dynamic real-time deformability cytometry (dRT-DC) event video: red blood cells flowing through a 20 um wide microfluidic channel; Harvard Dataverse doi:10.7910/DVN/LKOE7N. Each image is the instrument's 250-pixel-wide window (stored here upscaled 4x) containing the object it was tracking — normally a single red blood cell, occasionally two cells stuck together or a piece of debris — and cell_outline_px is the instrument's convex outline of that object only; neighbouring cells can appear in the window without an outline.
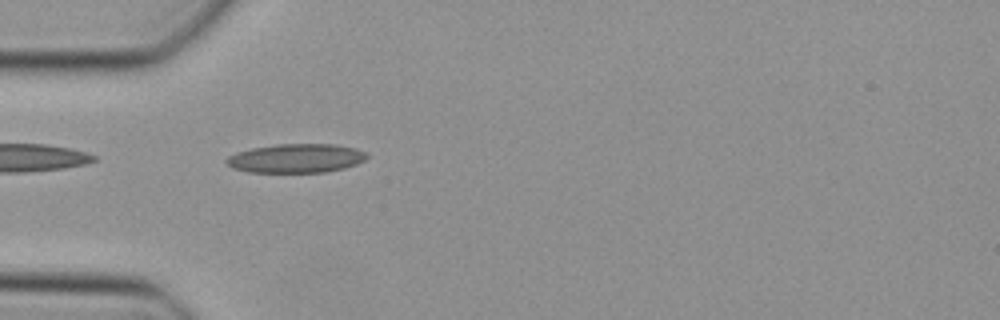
{"species": "Egyptian fruit bat (a non-hibernating species)", "species_latin": "Rousettus aegyptiacus", "temperature_condition": "cold", "stored_images_in_passage": 3, "camera_frame_rate_fps": 3000, "um_per_image_px": 0.085, "animal": {"sex": "female"}, "frame": {"image": 1, "passage_image": 1, "time_ms": 0.0, "image_size_px": [1000, 320], "cell_outline_px": [[368, 156], [364, 160], [356, 164], [344, 168], [324, 172], [248, 172], [232, 168], [224, 160], [228, 156], [236, 152], [252, 148], [276, 144], [336, 144], [356, 148], [368, 152]], "centroid_in_image_um": [25.17, 13.45], "position_along_channel_um": 59.8, "area_um2": 23.81}}